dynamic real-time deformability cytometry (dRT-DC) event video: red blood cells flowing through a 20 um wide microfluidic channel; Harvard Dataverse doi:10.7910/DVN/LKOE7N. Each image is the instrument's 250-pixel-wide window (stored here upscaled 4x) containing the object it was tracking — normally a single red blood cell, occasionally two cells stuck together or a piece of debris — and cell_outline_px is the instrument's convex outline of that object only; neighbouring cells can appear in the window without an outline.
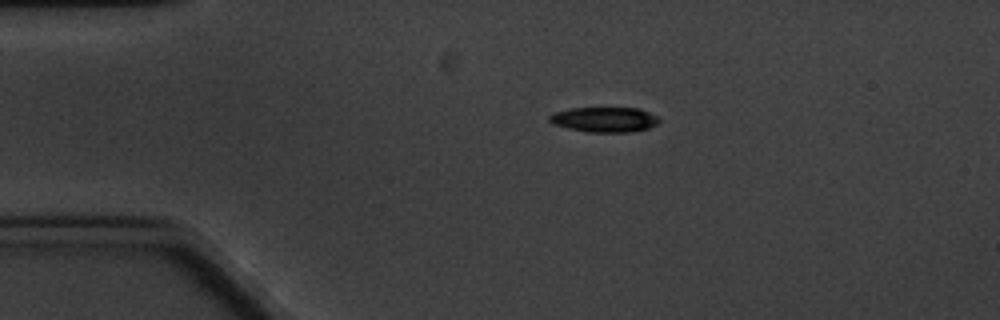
{"species": "common noctule bat (a hibernating species)", "species_latin": "Nyctalus noctula", "temperature_condition": "cold", "stored_images_in_passage": 4, "camera_frame_rate_fps": 3000, "um_per_image_px": 0.085, "animal": {"sex": "male", "body_mass_g": 20.1, "forearm_length_mm": 53.5}, "frame": {"image": 1, "passage_image": 3, "time_ms": 3.0, "image_size_px": [1000, 320], "cell_outline_px": [[660, 120], [656, 124], [648, 128], [628, 132], [584, 132], [552, 124], [548, 120], [548, 116], [552, 112], [572, 108], [640, 108], [656, 116]], "centroid_in_image_um": [51.32, 10.16], "position_along_channel_um": 33.7, "area_um2": 16.07}}